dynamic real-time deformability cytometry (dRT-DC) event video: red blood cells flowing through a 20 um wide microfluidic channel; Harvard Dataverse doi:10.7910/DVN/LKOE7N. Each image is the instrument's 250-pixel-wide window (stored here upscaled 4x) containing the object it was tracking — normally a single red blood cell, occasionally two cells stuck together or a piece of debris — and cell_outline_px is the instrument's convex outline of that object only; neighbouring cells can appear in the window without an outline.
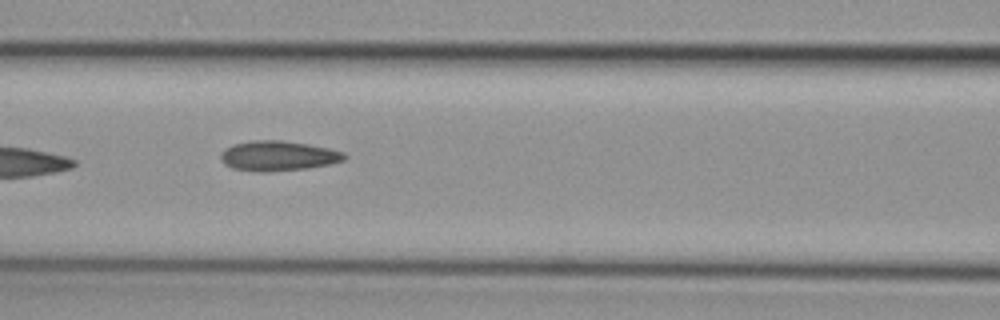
{"species": "common noctule bat (a hibernating species)", "species_latin": "Nyctalus noctula", "temperature_condition": "cold", "stored_images_in_passage": 11, "camera_frame_rate_fps": 3000, "um_per_image_px": 0.085, "animal": {"sex": "female", "body_mass_g": 29.2, "forearm_length_mm": 56.3}, "frame": {"image": 1, "passage_image": 7, "time_ms": 2.0, "image_size_px": [1000, 320], "cell_outline_px": [[348, 156], [344, 160], [332, 164], [308, 168], [268, 172], [256, 172], [232, 168], [224, 164], [220, 156], [224, 148], [232, 144], [252, 140], [280, 140], [308, 144], [328, 148], [344, 152]], "centroid_in_image_um": [23.64, 13.25], "position_along_channel_um": 143.0, "area_um2": 21.85}}
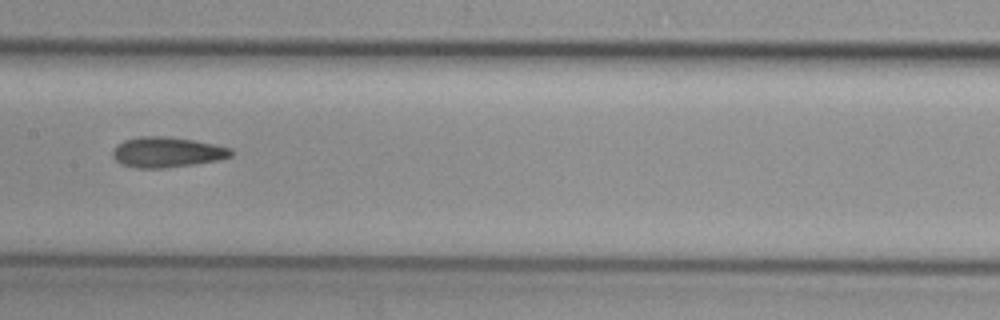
{"frame": {"image": 2, "passage_image": 8, "time_ms": 2.333, "image_size_px": [1000, 320], "cell_outline_px": [[236, 152], [232, 156], [216, 160], [192, 164], [164, 168], [136, 168], [120, 164], [112, 156], [112, 152], [116, 144], [124, 140], [140, 136], [168, 136], [192, 140], [232, 148]], "centroid_in_image_um": [14.17, 12.93], "position_along_channel_um": 193.2, "area_um2": 20.98}}
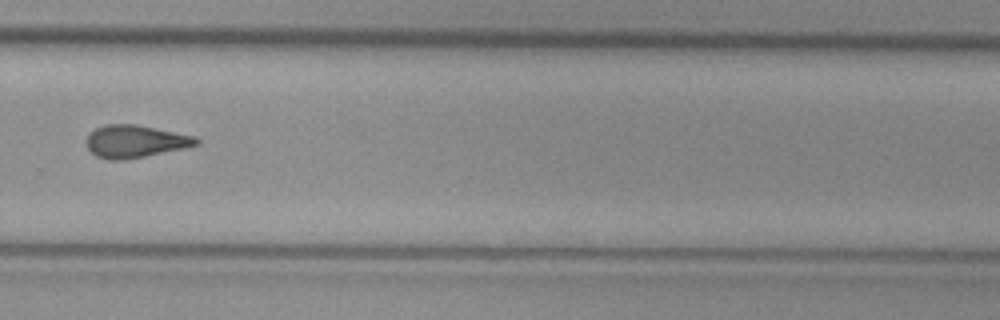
{"frame": {"image": 3, "passage_image": 11, "time_ms": 3.333, "image_size_px": [1000, 320], "cell_outline_px": [[200, 144], [184, 148], [124, 160], [108, 160], [96, 156], [88, 148], [88, 136], [96, 128], [104, 124], [136, 124], [196, 136], [200, 140]], "centroid_in_image_um": [11.53, 12.01], "position_along_channel_um": 318.3, "area_um2": 20.69}}